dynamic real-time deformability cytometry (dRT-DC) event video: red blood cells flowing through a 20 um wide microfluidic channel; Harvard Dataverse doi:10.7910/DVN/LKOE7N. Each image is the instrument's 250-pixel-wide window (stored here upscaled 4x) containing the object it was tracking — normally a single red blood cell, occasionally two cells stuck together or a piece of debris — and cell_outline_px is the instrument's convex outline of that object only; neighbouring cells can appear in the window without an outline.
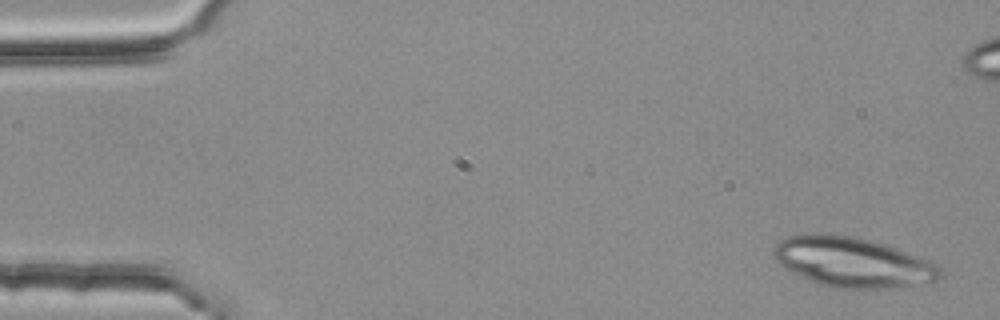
{"species": "common noctule bat (a hibernating species)", "species_latin": "Nyctalus noctula", "temperature_condition": "room temperature", "stored_images_in_passage": 4, "camera_frame_rate_fps": 3000, "um_per_image_px": 0.085, "animal": {"sex": "female", "body_mass_g": 25.1}, "frame": {"image": 1, "passage_image": 1, "time_ms": 0.0, "image_size_px": [1000, 320], "cell_outline_px": [[940, 280], [920, 288], [828, 288], [784, 268], [776, 260], [772, 252], [776, 244], [780, 240], [788, 236], [804, 232], [824, 232], [856, 236], [872, 240], [896, 248], [928, 260], [936, 264], [940, 268]], "centroid_in_image_um": [72.51, 22.29], "position_along_channel_um": 12.5, "area_um2": 49.53}}